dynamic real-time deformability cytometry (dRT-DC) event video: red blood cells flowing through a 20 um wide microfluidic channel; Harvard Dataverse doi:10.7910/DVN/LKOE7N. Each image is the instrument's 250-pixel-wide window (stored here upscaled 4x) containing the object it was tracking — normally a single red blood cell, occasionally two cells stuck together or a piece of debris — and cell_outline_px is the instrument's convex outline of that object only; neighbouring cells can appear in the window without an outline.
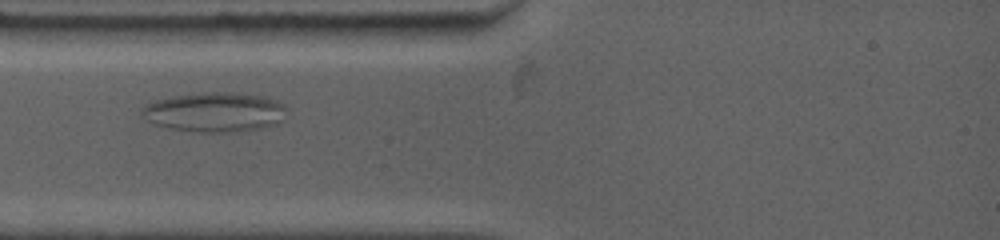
{"species": "common noctule bat (a hibernating species)", "species_latin": "Nyctalus noctula", "temperature_condition": "warm", "stored_images_in_passage": 36, "camera_frame_rate_fps": 4500, "um_per_image_px": 0.085, "animal": {"sex": "female", "body_mass_g": 19.0, "forearm_length_mm": 53.3}, "frame": {"image": 1, "passage_image": 8, "time_ms": 3.111, "image_size_px": [1000, 240], "cell_outline_px": [[288, 108], [284, 120], [276, 124], [260, 128], [240, 132], [192, 132], [168, 128], [156, 124], [140, 116], [140, 108], [156, 100], [176, 96], [204, 92], [236, 92], [260, 96], [284, 104]], "centroid_in_image_um": [18.26, 9.54], "position_along_channel_um": 66.7, "area_um2": 33.64}}
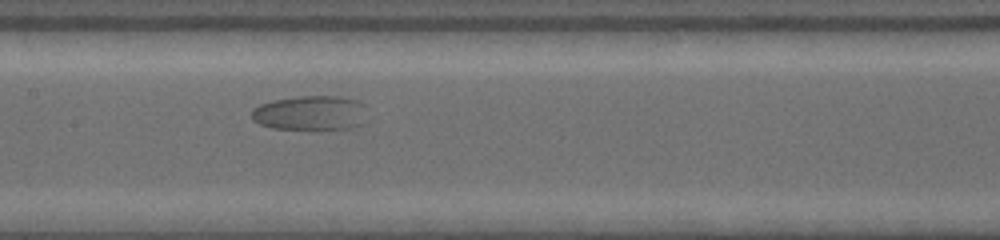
{"frame": {"image": 2, "passage_image": 16, "time_ms": 6.667, "image_size_px": [1000, 240], "cell_outline_px": [[364, 104], [360, 124], [352, 128], [272, 128], [260, 124], [252, 120], [252, 108], [260, 104], [272, 100], [296, 96], [340, 96], [356, 100]], "centroid_in_image_um": [26.3, 9.57], "position_along_channel_um": 181.1, "area_um2": 22.83}}
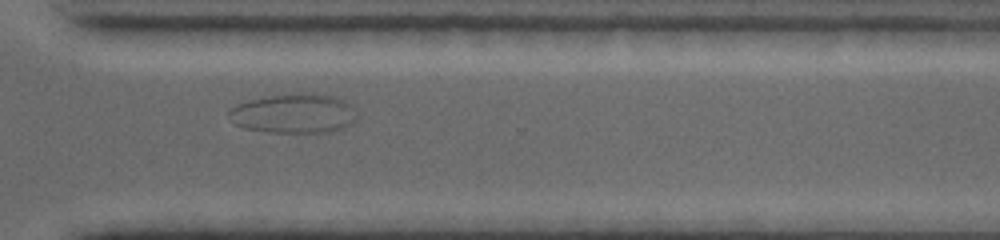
{"frame": {"image": 3, "passage_image": 28, "time_ms": 11.778, "image_size_px": [1000, 240], "cell_outline_px": [[356, 120], [352, 124], [344, 128], [328, 132], [268, 132], [244, 128], [236, 124], [228, 112], [236, 104], [248, 100], [268, 96], [296, 92], [312, 92], [336, 96], [344, 100], [356, 112]], "centroid_in_image_um": [25.01, 9.63], "position_along_channel_um": 345.6, "area_um2": 29.65}}